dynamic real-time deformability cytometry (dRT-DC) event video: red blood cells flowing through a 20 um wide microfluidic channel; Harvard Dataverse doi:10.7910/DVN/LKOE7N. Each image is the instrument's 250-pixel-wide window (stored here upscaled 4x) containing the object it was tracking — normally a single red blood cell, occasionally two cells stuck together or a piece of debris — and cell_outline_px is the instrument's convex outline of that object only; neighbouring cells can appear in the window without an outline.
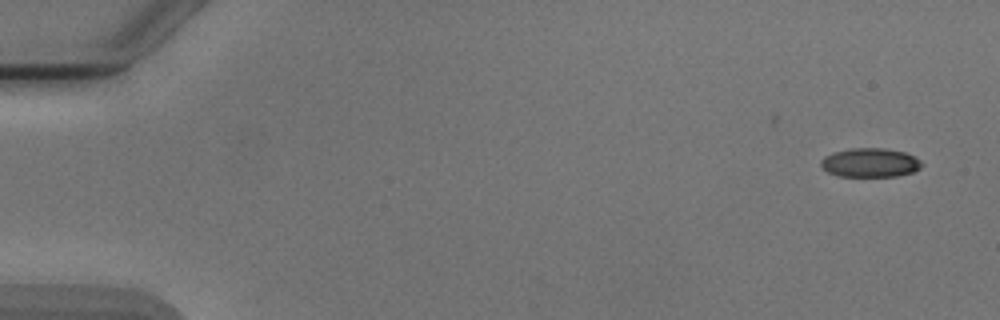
{"species": "Egyptian fruit bat (a non-hibernating species)", "species_latin": "Rousettus aegyptiacus", "temperature_condition": "cold", "stored_images_in_passage": 2, "camera_frame_rate_fps": 3000, "um_per_image_px": 0.085, "animal": {"sex": "male"}, "frame": {"image": 1, "passage_image": 2, "time_ms": 1.0, "image_size_px": [1000, 320], "cell_outline_px": [[924, 164], [920, 168], [912, 172], [896, 176], [840, 176], [828, 172], [820, 168], [820, 160], [824, 156], [848, 148], [884, 148], [904, 152], [916, 156]], "centroid_in_image_um": [73.96, 13.82], "position_along_channel_um": 11.0, "area_um2": 17.17}}